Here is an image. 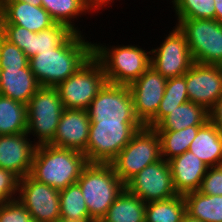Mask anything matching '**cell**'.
<instances>
[{
  "instance_id": "cell-36",
  "label": "cell",
  "mask_w": 222,
  "mask_h": 222,
  "mask_svg": "<svg viewBox=\"0 0 222 222\" xmlns=\"http://www.w3.org/2000/svg\"><path fill=\"white\" fill-rule=\"evenodd\" d=\"M198 191L206 195H222V166L208 167Z\"/></svg>"
},
{
  "instance_id": "cell-41",
  "label": "cell",
  "mask_w": 222,
  "mask_h": 222,
  "mask_svg": "<svg viewBox=\"0 0 222 222\" xmlns=\"http://www.w3.org/2000/svg\"><path fill=\"white\" fill-rule=\"evenodd\" d=\"M0 1H22L29 3L33 6H41V0H0Z\"/></svg>"
},
{
  "instance_id": "cell-19",
  "label": "cell",
  "mask_w": 222,
  "mask_h": 222,
  "mask_svg": "<svg viewBox=\"0 0 222 222\" xmlns=\"http://www.w3.org/2000/svg\"><path fill=\"white\" fill-rule=\"evenodd\" d=\"M173 186L178 195L198 191L208 166L189 150L168 161Z\"/></svg>"
},
{
  "instance_id": "cell-22",
  "label": "cell",
  "mask_w": 222,
  "mask_h": 222,
  "mask_svg": "<svg viewBox=\"0 0 222 222\" xmlns=\"http://www.w3.org/2000/svg\"><path fill=\"white\" fill-rule=\"evenodd\" d=\"M209 120V111L203 106L188 101L177 106L155 127L156 131H179L189 126H202Z\"/></svg>"
},
{
  "instance_id": "cell-12",
  "label": "cell",
  "mask_w": 222,
  "mask_h": 222,
  "mask_svg": "<svg viewBox=\"0 0 222 222\" xmlns=\"http://www.w3.org/2000/svg\"><path fill=\"white\" fill-rule=\"evenodd\" d=\"M172 29L159 47L150 50V66L167 79L184 75L195 63L185 35L177 26Z\"/></svg>"
},
{
  "instance_id": "cell-17",
  "label": "cell",
  "mask_w": 222,
  "mask_h": 222,
  "mask_svg": "<svg viewBox=\"0 0 222 222\" xmlns=\"http://www.w3.org/2000/svg\"><path fill=\"white\" fill-rule=\"evenodd\" d=\"M28 137L30 136L26 132L0 135V168L12 171L19 178L30 174L38 146Z\"/></svg>"
},
{
  "instance_id": "cell-44",
  "label": "cell",
  "mask_w": 222,
  "mask_h": 222,
  "mask_svg": "<svg viewBox=\"0 0 222 222\" xmlns=\"http://www.w3.org/2000/svg\"><path fill=\"white\" fill-rule=\"evenodd\" d=\"M4 36H3V32H2V29H1V27H0V42H1V39L3 38Z\"/></svg>"
},
{
  "instance_id": "cell-2",
  "label": "cell",
  "mask_w": 222,
  "mask_h": 222,
  "mask_svg": "<svg viewBox=\"0 0 222 222\" xmlns=\"http://www.w3.org/2000/svg\"><path fill=\"white\" fill-rule=\"evenodd\" d=\"M88 163L84 153L76 150L38 145L29 175L60 191L77 183Z\"/></svg>"
},
{
  "instance_id": "cell-24",
  "label": "cell",
  "mask_w": 222,
  "mask_h": 222,
  "mask_svg": "<svg viewBox=\"0 0 222 222\" xmlns=\"http://www.w3.org/2000/svg\"><path fill=\"white\" fill-rule=\"evenodd\" d=\"M186 213L202 222H222V195H206L199 191L184 195Z\"/></svg>"
},
{
  "instance_id": "cell-11",
  "label": "cell",
  "mask_w": 222,
  "mask_h": 222,
  "mask_svg": "<svg viewBox=\"0 0 222 222\" xmlns=\"http://www.w3.org/2000/svg\"><path fill=\"white\" fill-rule=\"evenodd\" d=\"M17 200L28 211L32 221L57 222L60 219V191L33 179L20 178Z\"/></svg>"
},
{
  "instance_id": "cell-33",
  "label": "cell",
  "mask_w": 222,
  "mask_h": 222,
  "mask_svg": "<svg viewBox=\"0 0 222 222\" xmlns=\"http://www.w3.org/2000/svg\"><path fill=\"white\" fill-rule=\"evenodd\" d=\"M29 65V58L16 45L4 37L0 42V69H23Z\"/></svg>"
},
{
  "instance_id": "cell-5",
  "label": "cell",
  "mask_w": 222,
  "mask_h": 222,
  "mask_svg": "<svg viewBox=\"0 0 222 222\" xmlns=\"http://www.w3.org/2000/svg\"><path fill=\"white\" fill-rule=\"evenodd\" d=\"M143 126L141 122H91L84 155L89 163L110 164Z\"/></svg>"
},
{
  "instance_id": "cell-18",
  "label": "cell",
  "mask_w": 222,
  "mask_h": 222,
  "mask_svg": "<svg viewBox=\"0 0 222 222\" xmlns=\"http://www.w3.org/2000/svg\"><path fill=\"white\" fill-rule=\"evenodd\" d=\"M55 23L42 6L22 1H0V24L18 25L37 33Z\"/></svg>"
},
{
  "instance_id": "cell-45",
  "label": "cell",
  "mask_w": 222,
  "mask_h": 222,
  "mask_svg": "<svg viewBox=\"0 0 222 222\" xmlns=\"http://www.w3.org/2000/svg\"><path fill=\"white\" fill-rule=\"evenodd\" d=\"M171 2H172V3H173V5H174V4L177 2V0H172Z\"/></svg>"
},
{
  "instance_id": "cell-40",
  "label": "cell",
  "mask_w": 222,
  "mask_h": 222,
  "mask_svg": "<svg viewBox=\"0 0 222 222\" xmlns=\"http://www.w3.org/2000/svg\"><path fill=\"white\" fill-rule=\"evenodd\" d=\"M215 20L222 22V0H214Z\"/></svg>"
},
{
  "instance_id": "cell-26",
  "label": "cell",
  "mask_w": 222,
  "mask_h": 222,
  "mask_svg": "<svg viewBox=\"0 0 222 222\" xmlns=\"http://www.w3.org/2000/svg\"><path fill=\"white\" fill-rule=\"evenodd\" d=\"M189 101L186 84V73L182 76L168 78L164 96L158 107L157 114L145 125L154 128L165 116L177 106Z\"/></svg>"
},
{
  "instance_id": "cell-16",
  "label": "cell",
  "mask_w": 222,
  "mask_h": 222,
  "mask_svg": "<svg viewBox=\"0 0 222 222\" xmlns=\"http://www.w3.org/2000/svg\"><path fill=\"white\" fill-rule=\"evenodd\" d=\"M87 110L64 108L51 146L85 153L90 130Z\"/></svg>"
},
{
  "instance_id": "cell-21",
  "label": "cell",
  "mask_w": 222,
  "mask_h": 222,
  "mask_svg": "<svg viewBox=\"0 0 222 222\" xmlns=\"http://www.w3.org/2000/svg\"><path fill=\"white\" fill-rule=\"evenodd\" d=\"M189 151L208 167L222 166V133L210 120L206 121L199 127Z\"/></svg>"
},
{
  "instance_id": "cell-29",
  "label": "cell",
  "mask_w": 222,
  "mask_h": 222,
  "mask_svg": "<svg viewBox=\"0 0 222 222\" xmlns=\"http://www.w3.org/2000/svg\"><path fill=\"white\" fill-rule=\"evenodd\" d=\"M60 218L69 221H94L78 183L60 190Z\"/></svg>"
},
{
  "instance_id": "cell-38",
  "label": "cell",
  "mask_w": 222,
  "mask_h": 222,
  "mask_svg": "<svg viewBox=\"0 0 222 222\" xmlns=\"http://www.w3.org/2000/svg\"><path fill=\"white\" fill-rule=\"evenodd\" d=\"M209 120L222 133V94L214 107L209 111Z\"/></svg>"
},
{
  "instance_id": "cell-6",
  "label": "cell",
  "mask_w": 222,
  "mask_h": 222,
  "mask_svg": "<svg viewBox=\"0 0 222 222\" xmlns=\"http://www.w3.org/2000/svg\"><path fill=\"white\" fill-rule=\"evenodd\" d=\"M162 159L161 142L154 128L143 126L110 163L116 175L126 184L146 166Z\"/></svg>"
},
{
  "instance_id": "cell-37",
  "label": "cell",
  "mask_w": 222,
  "mask_h": 222,
  "mask_svg": "<svg viewBox=\"0 0 222 222\" xmlns=\"http://www.w3.org/2000/svg\"><path fill=\"white\" fill-rule=\"evenodd\" d=\"M3 36L10 43L18 46L22 51L28 48L29 30L13 24H0Z\"/></svg>"
},
{
  "instance_id": "cell-31",
  "label": "cell",
  "mask_w": 222,
  "mask_h": 222,
  "mask_svg": "<svg viewBox=\"0 0 222 222\" xmlns=\"http://www.w3.org/2000/svg\"><path fill=\"white\" fill-rule=\"evenodd\" d=\"M200 126H189L179 131H157L161 142V156L169 161L189 150Z\"/></svg>"
},
{
  "instance_id": "cell-9",
  "label": "cell",
  "mask_w": 222,
  "mask_h": 222,
  "mask_svg": "<svg viewBox=\"0 0 222 222\" xmlns=\"http://www.w3.org/2000/svg\"><path fill=\"white\" fill-rule=\"evenodd\" d=\"M63 103L55 87H40L27 104V134L37 145L49 144L57 131Z\"/></svg>"
},
{
  "instance_id": "cell-23",
  "label": "cell",
  "mask_w": 222,
  "mask_h": 222,
  "mask_svg": "<svg viewBox=\"0 0 222 222\" xmlns=\"http://www.w3.org/2000/svg\"><path fill=\"white\" fill-rule=\"evenodd\" d=\"M145 207L144 201L124 188L100 222H145Z\"/></svg>"
},
{
  "instance_id": "cell-10",
  "label": "cell",
  "mask_w": 222,
  "mask_h": 222,
  "mask_svg": "<svg viewBox=\"0 0 222 222\" xmlns=\"http://www.w3.org/2000/svg\"><path fill=\"white\" fill-rule=\"evenodd\" d=\"M91 122H140L128 85L107 82L87 109Z\"/></svg>"
},
{
  "instance_id": "cell-35",
  "label": "cell",
  "mask_w": 222,
  "mask_h": 222,
  "mask_svg": "<svg viewBox=\"0 0 222 222\" xmlns=\"http://www.w3.org/2000/svg\"><path fill=\"white\" fill-rule=\"evenodd\" d=\"M28 211L15 199L0 206V222H31Z\"/></svg>"
},
{
  "instance_id": "cell-8",
  "label": "cell",
  "mask_w": 222,
  "mask_h": 222,
  "mask_svg": "<svg viewBox=\"0 0 222 222\" xmlns=\"http://www.w3.org/2000/svg\"><path fill=\"white\" fill-rule=\"evenodd\" d=\"M195 63L222 65V22L215 19H177Z\"/></svg>"
},
{
  "instance_id": "cell-27",
  "label": "cell",
  "mask_w": 222,
  "mask_h": 222,
  "mask_svg": "<svg viewBox=\"0 0 222 222\" xmlns=\"http://www.w3.org/2000/svg\"><path fill=\"white\" fill-rule=\"evenodd\" d=\"M27 132V105L0 95V135Z\"/></svg>"
},
{
  "instance_id": "cell-14",
  "label": "cell",
  "mask_w": 222,
  "mask_h": 222,
  "mask_svg": "<svg viewBox=\"0 0 222 222\" xmlns=\"http://www.w3.org/2000/svg\"><path fill=\"white\" fill-rule=\"evenodd\" d=\"M166 82L167 78L150 66L138 79L128 85L135 115L143 125L157 114Z\"/></svg>"
},
{
  "instance_id": "cell-34",
  "label": "cell",
  "mask_w": 222,
  "mask_h": 222,
  "mask_svg": "<svg viewBox=\"0 0 222 222\" xmlns=\"http://www.w3.org/2000/svg\"><path fill=\"white\" fill-rule=\"evenodd\" d=\"M19 180L12 171L0 168V206L16 199Z\"/></svg>"
},
{
  "instance_id": "cell-13",
  "label": "cell",
  "mask_w": 222,
  "mask_h": 222,
  "mask_svg": "<svg viewBox=\"0 0 222 222\" xmlns=\"http://www.w3.org/2000/svg\"><path fill=\"white\" fill-rule=\"evenodd\" d=\"M125 188L145 203L177 196L168 161L160 159L146 166L126 184Z\"/></svg>"
},
{
  "instance_id": "cell-39",
  "label": "cell",
  "mask_w": 222,
  "mask_h": 222,
  "mask_svg": "<svg viewBox=\"0 0 222 222\" xmlns=\"http://www.w3.org/2000/svg\"><path fill=\"white\" fill-rule=\"evenodd\" d=\"M112 1L113 0H85V3L91 12H95L101 10L103 7L105 8V5H109L110 2L113 3Z\"/></svg>"
},
{
  "instance_id": "cell-32",
  "label": "cell",
  "mask_w": 222,
  "mask_h": 222,
  "mask_svg": "<svg viewBox=\"0 0 222 222\" xmlns=\"http://www.w3.org/2000/svg\"><path fill=\"white\" fill-rule=\"evenodd\" d=\"M173 8L177 19H215L214 0H177Z\"/></svg>"
},
{
  "instance_id": "cell-20",
  "label": "cell",
  "mask_w": 222,
  "mask_h": 222,
  "mask_svg": "<svg viewBox=\"0 0 222 222\" xmlns=\"http://www.w3.org/2000/svg\"><path fill=\"white\" fill-rule=\"evenodd\" d=\"M40 88L28 65L23 69H0V95L28 104Z\"/></svg>"
},
{
  "instance_id": "cell-4",
  "label": "cell",
  "mask_w": 222,
  "mask_h": 222,
  "mask_svg": "<svg viewBox=\"0 0 222 222\" xmlns=\"http://www.w3.org/2000/svg\"><path fill=\"white\" fill-rule=\"evenodd\" d=\"M137 46L93 44V55L101 62L109 83L129 85L150 67L151 51Z\"/></svg>"
},
{
  "instance_id": "cell-30",
  "label": "cell",
  "mask_w": 222,
  "mask_h": 222,
  "mask_svg": "<svg viewBox=\"0 0 222 222\" xmlns=\"http://www.w3.org/2000/svg\"><path fill=\"white\" fill-rule=\"evenodd\" d=\"M186 214L184 195L146 203L145 222H181Z\"/></svg>"
},
{
  "instance_id": "cell-43",
  "label": "cell",
  "mask_w": 222,
  "mask_h": 222,
  "mask_svg": "<svg viewBox=\"0 0 222 222\" xmlns=\"http://www.w3.org/2000/svg\"><path fill=\"white\" fill-rule=\"evenodd\" d=\"M57 222H95V221H69L60 218Z\"/></svg>"
},
{
  "instance_id": "cell-3",
  "label": "cell",
  "mask_w": 222,
  "mask_h": 222,
  "mask_svg": "<svg viewBox=\"0 0 222 222\" xmlns=\"http://www.w3.org/2000/svg\"><path fill=\"white\" fill-rule=\"evenodd\" d=\"M77 183L82 190L89 215L95 222H100L125 188L113 166L103 163H88Z\"/></svg>"
},
{
  "instance_id": "cell-42",
  "label": "cell",
  "mask_w": 222,
  "mask_h": 222,
  "mask_svg": "<svg viewBox=\"0 0 222 222\" xmlns=\"http://www.w3.org/2000/svg\"><path fill=\"white\" fill-rule=\"evenodd\" d=\"M181 222H202L199 219L190 217L187 213L183 216Z\"/></svg>"
},
{
  "instance_id": "cell-25",
  "label": "cell",
  "mask_w": 222,
  "mask_h": 222,
  "mask_svg": "<svg viewBox=\"0 0 222 222\" xmlns=\"http://www.w3.org/2000/svg\"><path fill=\"white\" fill-rule=\"evenodd\" d=\"M41 6L56 23L64 24L77 33L82 32L76 27L75 18L90 12L85 0H41Z\"/></svg>"
},
{
  "instance_id": "cell-7",
  "label": "cell",
  "mask_w": 222,
  "mask_h": 222,
  "mask_svg": "<svg viewBox=\"0 0 222 222\" xmlns=\"http://www.w3.org/2000/svg\"><path fill=\"white\" fill-rule=\"evenodd\" d=\"M107 82L101 62L92 55L73 75L55 88L64 108L87 110Z\"/></svg>"
},
{
  "instance_id": "cell-15",
  "label": "cell",
  "mask_w": 222,
  "mask_h": 222,
  "mask_svg": "<svg viewBox=\"0 0 222 222\" xmlns=\"http://www.w3.org/2000/svg\"><path fill=\"white\" fill-rule=\"evenodd\" d=\"M189 101L210 111L222 94V65L194 63L186 72Z\"/></svg>"
},
{
  "instance_id": "cell-1",
  "label": "cell",
  "mask_w": 222,
  "mask_h": 222,
  "mask_svg": "<svg viewBox=\"0 0 222 222\" xmlns=\"http://www.w3.org/2000/svg\"><path fill=\"white\" fill-rule=\"evenodd\" d=\"M93 44L82 33L72 32L53 50L31 57L29 66L40 87H56L73 75L93 55Z\"/></svg>"
},
{
  "instance_id": "cell-28",
  "label": "cell",
  "mask_w": 222,
  "mask_h": 222,
  "mask_svg": "<svg viewBox=\"0 0 222 222\" xmlns=\"http://www.w3.org/2000/svg\"><path fill=\"white\" fill-rule=\"evenodd\" d=\"M72 32L66 25L60 23H55L52 27L37 33L29 31L28 48H25L23 52L30 59L40 51L53 50Z\"/></svg>"
}]
</instances>
